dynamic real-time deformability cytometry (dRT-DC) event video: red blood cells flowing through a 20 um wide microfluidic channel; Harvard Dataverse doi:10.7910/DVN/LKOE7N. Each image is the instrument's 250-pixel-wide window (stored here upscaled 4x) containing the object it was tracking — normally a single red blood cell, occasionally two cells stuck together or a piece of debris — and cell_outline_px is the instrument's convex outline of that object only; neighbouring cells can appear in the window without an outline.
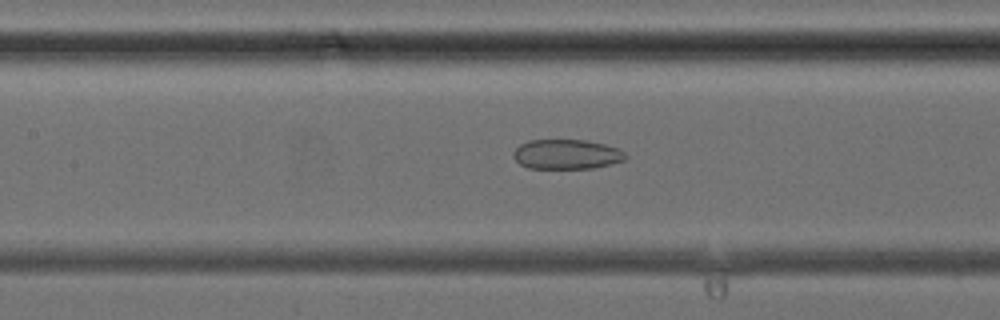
{"species": "common noctule bat (a hibernating species)", "species_latin": "Nyctalus noctula", "temperature_condition": "cold", "stored_images_in_passage": 36, "camera_frame_rate_fps": 3000, "um_per_image_px": 0.085, "animal": {"sex": "female", "body_mass_g": 24.6, "forearm_length_mm": 56.2}, "frame": {"image": 1, "passage_image": 18, "time_ms": 5.667, "image_size_px": [1000, 320], "cell_outline_px": [[628, 156], [624, 160], [592, 168], [528, 168], [520, 164], [512, 156], [512, 152], [520, 144], [528, 140], [588, 140], [620, 148]], "centroid_in_image_um": [48.15, 13.1], "position_along_channel_um": 159.3, "area_um2": 19.48}}
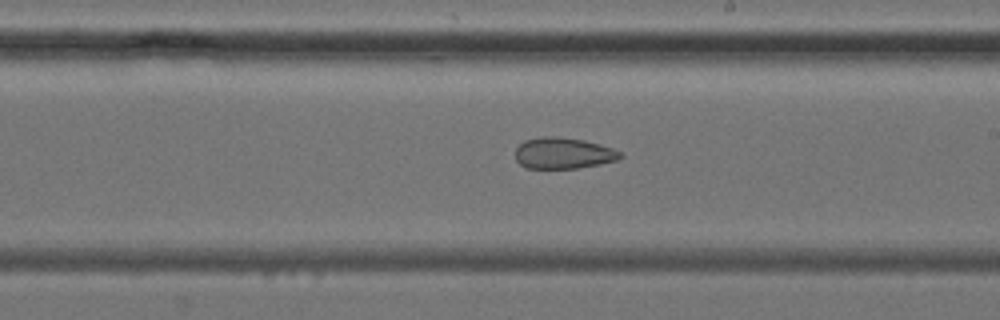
{"frame": {"image": 2, "passage_image": 23, "time_ms": 7.333, "image_size_px": [1000, 320], "cell_outline_px": [[624, 156], [616, 160], [600, 164], [576, 168], [524, 168], [516, 160], [516, 148], [524, 140], [540, 136], [556, 136], [584, 140], [612, 148], [620, 152]], "centroid_in_image_um": [47.85, 13.01], "position_along_channel_um": 241.1, "area_um2": 19.07}}
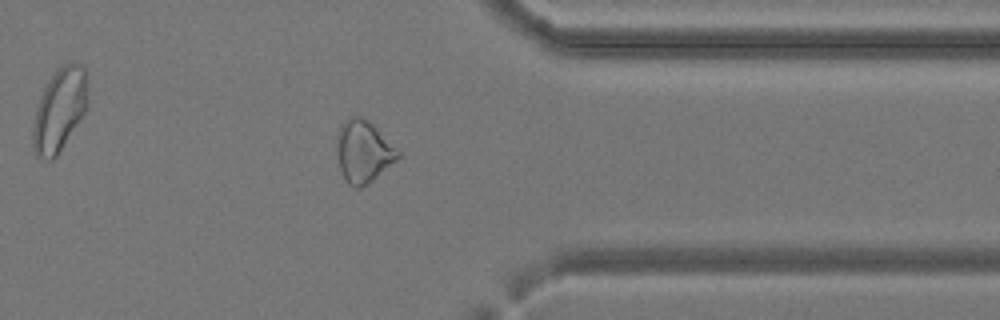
{"frame": {"image": 3, "passage_image": 32, "time_ms": 10.333, "image_size_px": [1000, 320], "cell_outline_px": [[400, 156], [396, 160], [368, 184], [360, 188], [356, 188], [348, 184], [340, 168], [336, 152], [336, 136], [340, 124], [352, 116], [364, 116], [400, 152]], "centroid_in_image_um": [30.85, 12.87], "position_along_channel_um": 380.6, "area_um2": 22.02}}